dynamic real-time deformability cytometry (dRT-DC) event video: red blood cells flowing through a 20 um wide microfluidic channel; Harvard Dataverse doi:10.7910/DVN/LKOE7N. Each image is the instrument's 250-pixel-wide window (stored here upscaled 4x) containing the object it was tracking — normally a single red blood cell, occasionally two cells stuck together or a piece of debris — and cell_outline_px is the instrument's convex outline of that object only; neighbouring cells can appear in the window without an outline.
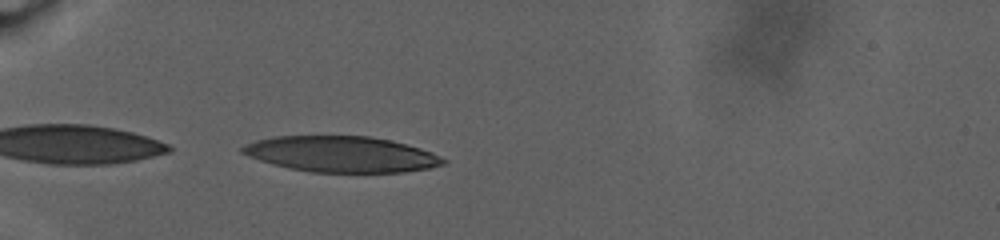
{"species": "human", "species_latin": "Homo sapiens", "temperature_condition": "warm", "stored_images_in_passage": 39, "camera_frame_rate_fps": 3000, "um_per_image_px": 0.085, "donor": {"sex": "male"}, "frame": {"image": 1, "passage_image": 1, "time_ms": 0.0, "image_size_px": [1000, 240], "cell_outline_px": [[448, 160], [444, 164], [428, 168], [404, 172], [312, 172], [288, 168], [272, 164], [248, 156], [240, 152], [240, 148], [256, 140], [276, 136], [368, 136], [388, 140], [420, 148], [432, 152]], "centroid_in_image_um": [29.01, 13.11], "position_along_channel_um": 56.0, "area_um2": 41.73}}
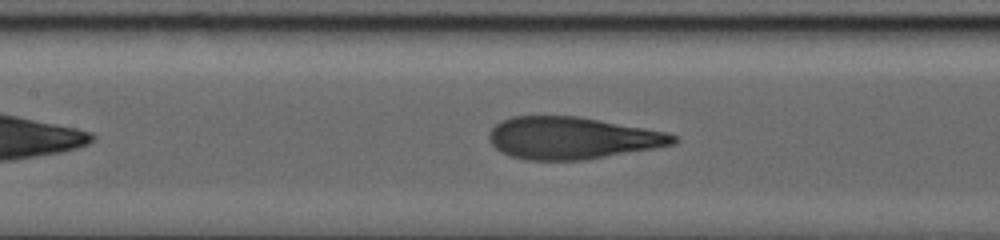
{"frame": {"image": 2, "passage_image": 17, "time_ms": 5.333, "image_size_px": [1000, 240], "cell_outline_px": [[680, 140], [676, 144], [584, 160], [528, 160], [512, 156], [500, 152], [488, 140], [488, 132], [500, 120], [512, 116], [580, 116], [668, 132], [676, 136]], "centroid_in_image_um": [48.62, 11.72], "position_along_channel_um": 158.8, "area_um2": 45.43}}
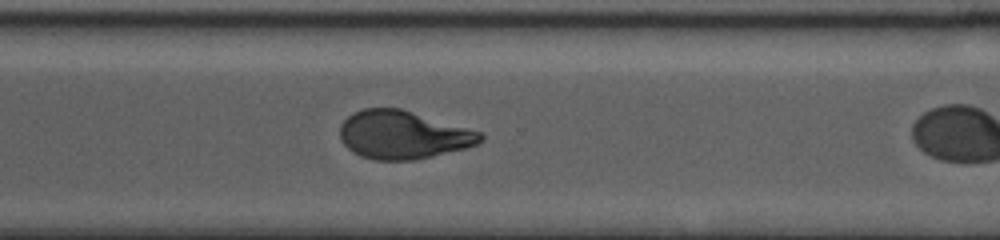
{"frame": {"image": 3, "passage_image": 33, "time_ms": 10.667, "image_size_px": [1000, 240], "cell_outline_px": [[484, 140], [476, 144], [464, 148], [432, 156], [412, 160], [376, 160], [360, 156], [352, 152], [344, 144], [340, 136], [340, 124], [352, 112], [364, 108], [400, 108], [480, 132], [484, 136]], "centroid_in_image_um": [34.21, 11.46], "position_along_channel_um": 336.4, "area_um2": 39.13}}